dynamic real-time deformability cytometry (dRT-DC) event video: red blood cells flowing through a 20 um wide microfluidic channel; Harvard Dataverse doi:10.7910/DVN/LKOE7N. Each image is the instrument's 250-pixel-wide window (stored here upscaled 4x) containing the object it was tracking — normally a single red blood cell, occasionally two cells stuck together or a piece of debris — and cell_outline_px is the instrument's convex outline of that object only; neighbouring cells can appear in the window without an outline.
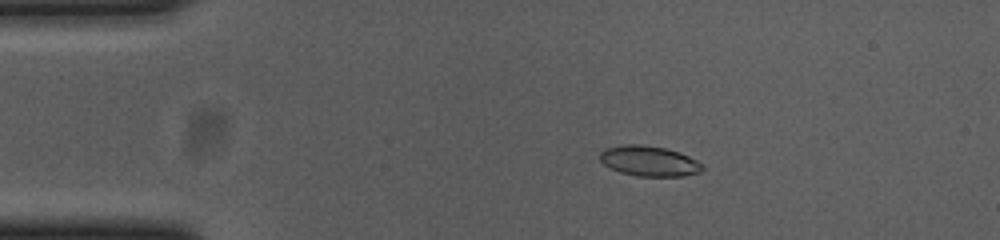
{"species": "common noctule bat (a hibernating species)", "species_latin": "Nyctalus noctula", "temperature_condition": "cold", "stored_images_in_passage": 47, "camera_frame_rate_fps": 3000, "um_per_image_px": 0.085, "animal": {"sex": "female", "body_mass_g": 23.0, "forearm_length_mm": 53.4}, "frame": {"image": 1, "passage_image": 2, "time_ms": 0.333, "image_size_px": [1000, 240], "cell_outline_px": [[704, 168], [700, 172], [684, 176], [640, 176], [620, 172], [604, 164], [600, 160], [600, 152], [604, 148], [620, 144], [640, 144], [664, 148], [680, 152], [704, 164]], "centroid_in_image_um": [55.18, 13.68], "position_along_channel_um": 29.8, "area_um2": 18.15}}
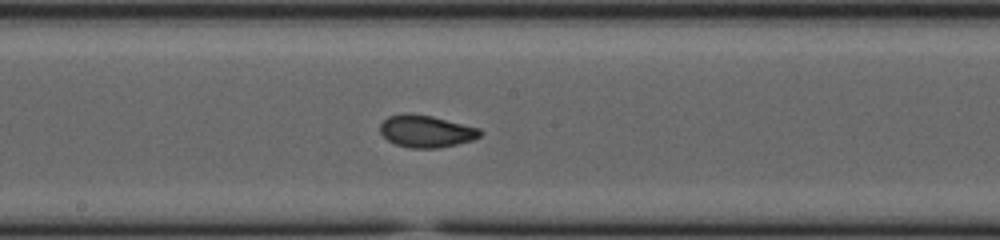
{"frame": {"image": 2, "passage_image": 21, "time_ms": 6.667, "image_size_px": [1000, 240], "cell_outline_px": [[484, 132], [480, 136], [472, 140], [456, 144], [436, 148], [408, 148], [396, 144], [388, 140], [380, 132], [380, 124], [388, 116], [404, 112], [408, 112], [432, 116], [480, 128]], "centroid_in_image_um": [36.21, 11.14], "position_along_channel_um": 212.0, "area_um2": 18.84}}
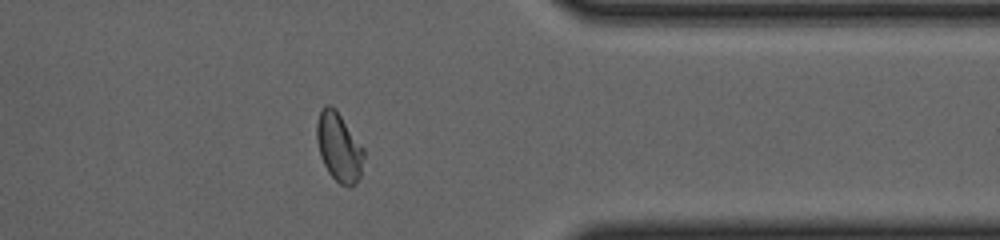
{"frame": {"image": 3, "passage_image": 36, "time_ms": 11.667, "image_size_px": [1000, 240], "cell_outline_px": [[364, 156], [360, 176], [356, 184], [348, 188], [340, 184], [328, 172], [320, 156], [316, 140], [316, 124], [320, 112], [324, 104], [328, 104], [336, 108], [364, 148]], "centroid_in_image_um": [28.81, 12.5], "position_along_channel_um": 382.6, "area_um2": 19.13}, "authors_computed_cell_mechanics": {"area_um2": 18.6116, "velocity_mm_per_s": 3.6864, "shape_relaxation_time_tau1_ms": 7.0873, "shape_relaxation_time_tau2_ms": 0.8975, "deformation_change_tau1": 0.1764, "deformation_change_tau2": 0.0515}}